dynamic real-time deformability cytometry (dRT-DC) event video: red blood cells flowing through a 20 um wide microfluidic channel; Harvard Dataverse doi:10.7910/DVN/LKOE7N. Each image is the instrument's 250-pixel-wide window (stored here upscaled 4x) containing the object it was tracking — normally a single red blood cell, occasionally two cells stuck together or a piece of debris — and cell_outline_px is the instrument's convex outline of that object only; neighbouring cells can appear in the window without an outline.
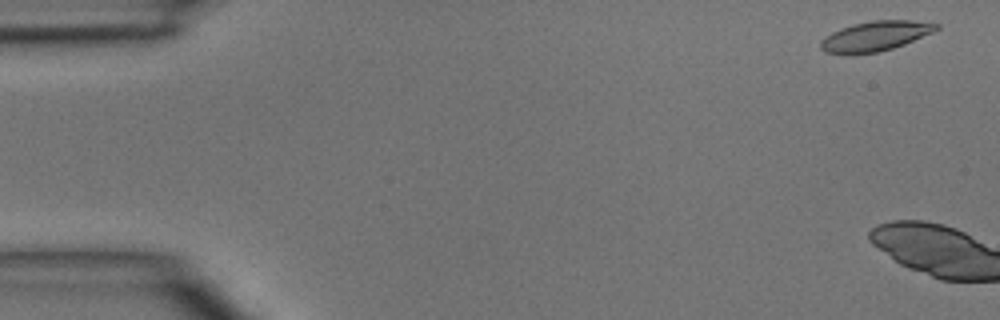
{"species": "common noctule bat (a hibernating species)", "species_latin": "Nyctalus noctula", "temperature_condition": "room temperature", "stored_images_in_passage": 4, "camera_frame_rate_fps": 3000, "um_per_image_px": 0.085, "animal": {"sex": "male", "body_mass_g": 15.6}, "frame": {"image": 1, "passage_image": 2, "time_ms": 0.333, "image_size_px": [1000, 320], "cell_outline_px": [[940, 28], [932, 32], [904, 44], [892, 48], [876, 52], [852, 56], [824, 52], [820, 48], [820, 40], [832, 32], [840, 28], [852, 24], [872, 20], [912, 20], [940, 24]], "centroid_in_image_um": [74.34, 3.08], "position_along_channel_um": 10.7, "area_um2": 20.4}}